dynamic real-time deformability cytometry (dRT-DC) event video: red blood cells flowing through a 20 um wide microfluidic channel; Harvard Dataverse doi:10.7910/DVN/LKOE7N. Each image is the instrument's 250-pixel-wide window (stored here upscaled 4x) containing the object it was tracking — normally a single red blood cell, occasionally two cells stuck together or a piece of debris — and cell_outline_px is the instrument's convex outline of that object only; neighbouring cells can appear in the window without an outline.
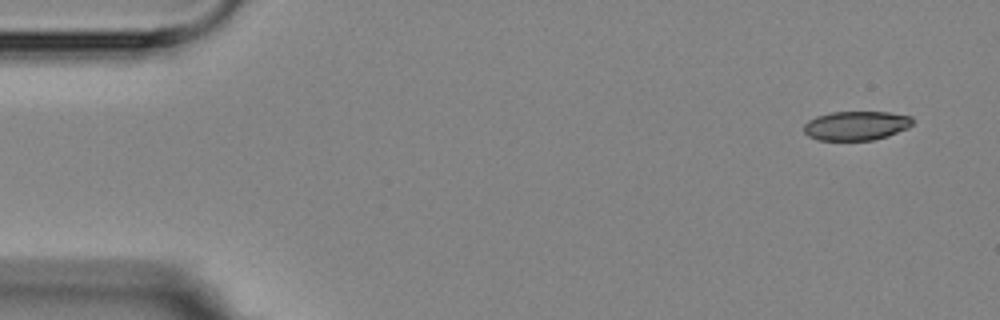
{"species": "Egyptian fruit bat (a non-hibernating species)", "species_latin": "Rousettus aegyptiacus", "temperature_condition": "room temperature", "stored_images_in_passage": 4, "segment_of_instrument_passage": [2, 2], "camera_frame_rate_fps": 3000, "um_per_image_px": 0.085, "animal": {"sex": "female"}, "frame": {"image": 1, "passage_image": 4, "time_ms": 4.0, "image_size_px": [1000, 320], "cell_outline_px": [[912, 124], [908, 128], [888, 136], [872, 140], [816, 140], [808, 136], [804, 132], [804, 124], [808, 120], [816, 116], [832, 112], [888, 112], [912, 116]], "centroid_in_image_um": [72.76, 10.68], "position_along_channel_um": 12.2, "area_um2": 18.55}}